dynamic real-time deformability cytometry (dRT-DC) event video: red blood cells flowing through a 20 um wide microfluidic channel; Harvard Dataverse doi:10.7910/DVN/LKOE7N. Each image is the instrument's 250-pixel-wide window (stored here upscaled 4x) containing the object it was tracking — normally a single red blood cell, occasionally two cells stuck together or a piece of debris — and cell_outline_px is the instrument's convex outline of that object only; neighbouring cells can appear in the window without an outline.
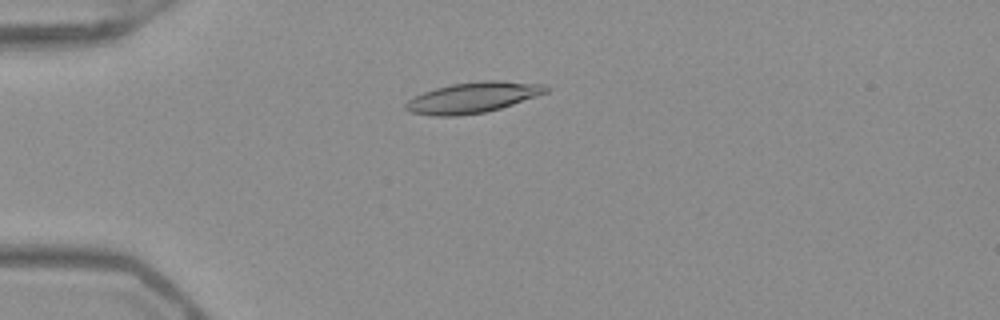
{"species": "Egyptian fruit bat (a non-hibernating species)", "species_latin": "Rousettus aegyptiacus", "temperature_condition": "warm", "stored_images_in_passage": 52, "camera_frame_rate_fps": 3000, "um_per_image_px": 0.085, "frame": {"image": 1, "passage_image": 14, "time_ms": 4.333, "image_size_px": [1000, 320], "cell_outline_px": [[548, 92], [500, 108], [484, 112], [456, 116], [432, 116], [408, 112], [404, 108], [404, 104], [412, 96], [436, 88], [452, 84], [484, 80], [500, 80], [548, 84]], "centroid_in_image_um": [40.17, 8.28], "position_along_channel_um": 44.8, "area_um2": 25.2}}
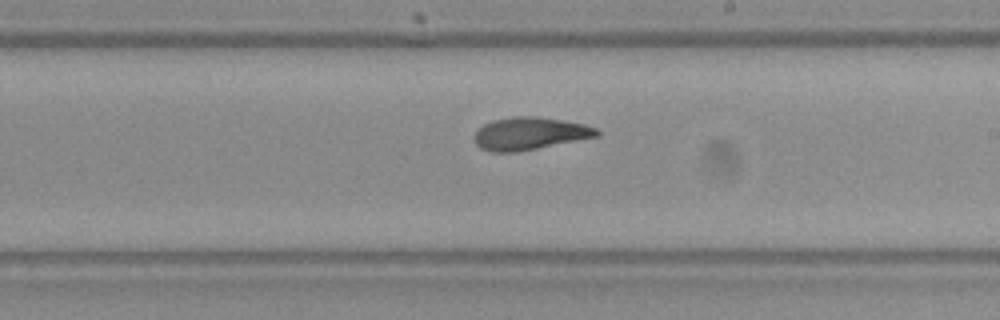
{"frame": {"image": 2, "passage_image": 31, "time_ms": 10.0, "image_size_px": [1000, 320], "cell_outline_px": [[600, 136], [516, 152], [488, 152], [480, 148], [476, 144], [476, 132], [484, 124], [492, 120], [512, 116], [536, 116], [584, 124], [596, 128], [600, 132]], "centroid_in_image_um": [45.03, 11.35], "position_along_channel_um": 244.0, "area_um2": 23.12}}
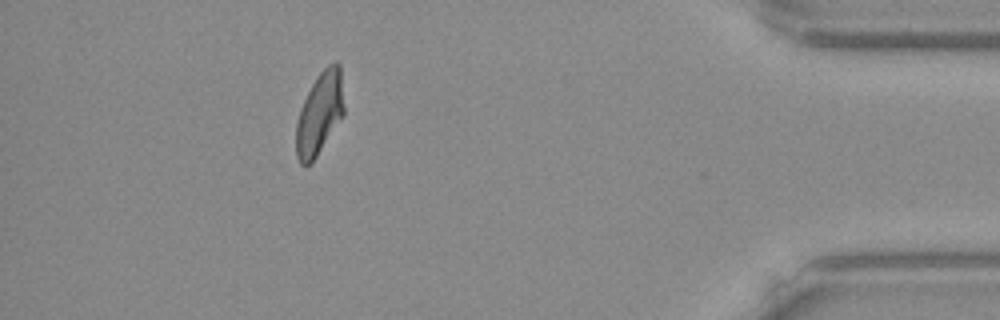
{"frame": {"image": 3, "passage_image": 47, "time_ms": 15.333, "image_size_px": [1000, 320], "cell_outline_px": [[344, 116], [316, 156], [304, 168], [300, 164], [296, 156], [296, 124], [300, 108], [316, 76], [328, 64], [336, 60], [340, 64], [344, 108]], "centroid_in_image_um": [27.17, 9.63], "position_along_channel_um": 408.0, "area_um2": 23.06}, "authors_computed_cell_mechanics": {"area_um2": 23.3223, "velocity_mm_per_s": 3.9662, "shape_relaxation_time_tau1_ms": 5.5799, "shape_relaxation_time_tau2_ms": 3.8569, "deformation_change_tau1": 0.1929, "deformation_change_tau2": 0.116}}